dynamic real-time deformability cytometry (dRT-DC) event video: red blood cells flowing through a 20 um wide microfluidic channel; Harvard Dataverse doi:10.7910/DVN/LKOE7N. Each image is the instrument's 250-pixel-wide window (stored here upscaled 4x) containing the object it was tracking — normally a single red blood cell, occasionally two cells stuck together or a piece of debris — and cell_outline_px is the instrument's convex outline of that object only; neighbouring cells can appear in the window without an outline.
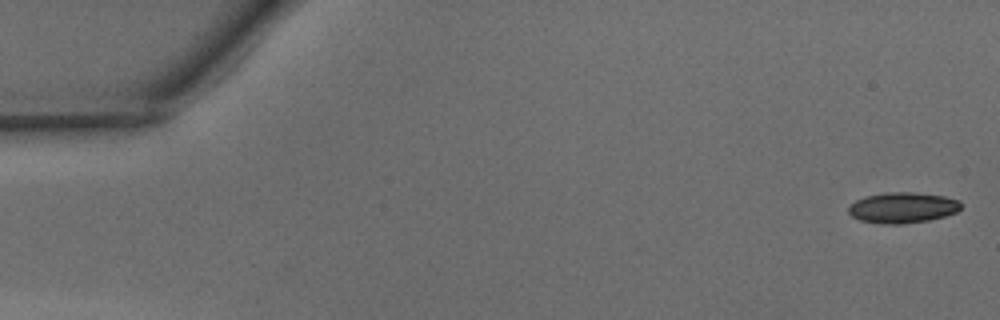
{"species": "common noctule bat (a hibernating species)", "species_latin": "Nyctalus noctula", "temperature_condition": "warm", "stored_images_in_passage": 27, "camera_frame_rate_fps": 3000, "um_per_image_px": 0.085, "animal": {"sex": "male", "body_mass_g": 15.6}, "frame": {"image": 1, "passage_image": 1, "time_ms": 0.0, "image_size_px": [1000, 320], "cell_outline_px": [[960, 208], [956, 212], [944, 216], [928, 220], [904, 224], [884, 224], [860, 220], [852, 216], [848, 212], [848, 208], [856, 200], [864, 196], [884, 192], [912, 192], [944, 196], [960, 200]], "centroid_in_image_um": [76.71, 17.64], "position_along_channel_um": 8.3, "area_um2": 20.11}}
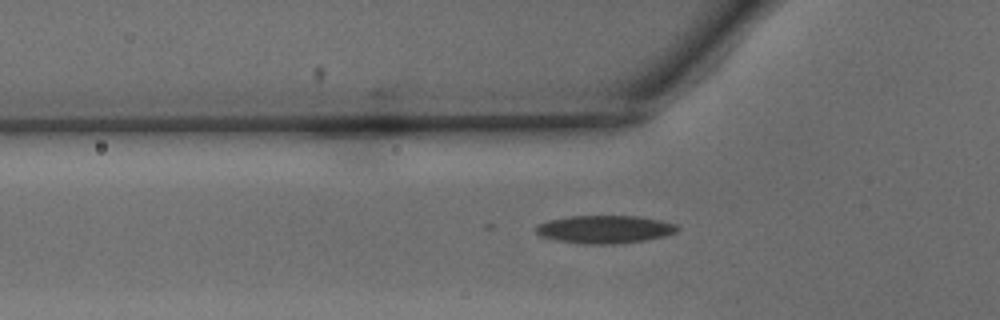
{"frame": {"image": 2, "passage_image": 16, "time_ms": 5.0, "image_size_px": [1000, 320], "cell_outline_px": [[680, 228], [676, 232], [668, 236], [644, 240], [616, 244], [576, 244], [552, 240], [540, 236], [536, 232], [536, 224], [548, 220], [568, 216], [640, 216], [660, 220], [676, 224]], "centroid_in_image_um": [51.38, 19.5], "position_along_channel_um": 74.4, "area_um2": 23.47}}
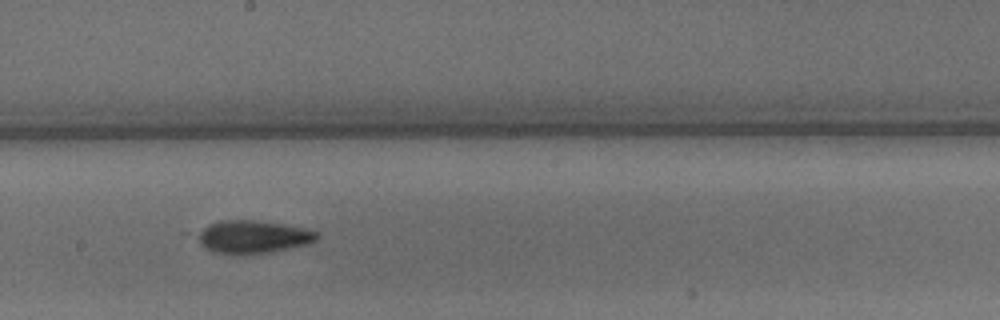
{"frame": {"image": 3, "passage_image": 27, "time_ms": 8.667, "image_size_px": [1000, 320], "cell_outline_px": [[320, 236], [316, 240], [308, 244], [264, 252], [236, 256], [212, 252], [204, 248], [200, 244], [196, 232], [208, 224], [220, 220], [252, 220], [280, 224], [304, 228], [320, 232]], "centroid_in_image_um": [21.44, 20.14], "position_along_channel_um": 226.8, "area_um2": 23.0}}